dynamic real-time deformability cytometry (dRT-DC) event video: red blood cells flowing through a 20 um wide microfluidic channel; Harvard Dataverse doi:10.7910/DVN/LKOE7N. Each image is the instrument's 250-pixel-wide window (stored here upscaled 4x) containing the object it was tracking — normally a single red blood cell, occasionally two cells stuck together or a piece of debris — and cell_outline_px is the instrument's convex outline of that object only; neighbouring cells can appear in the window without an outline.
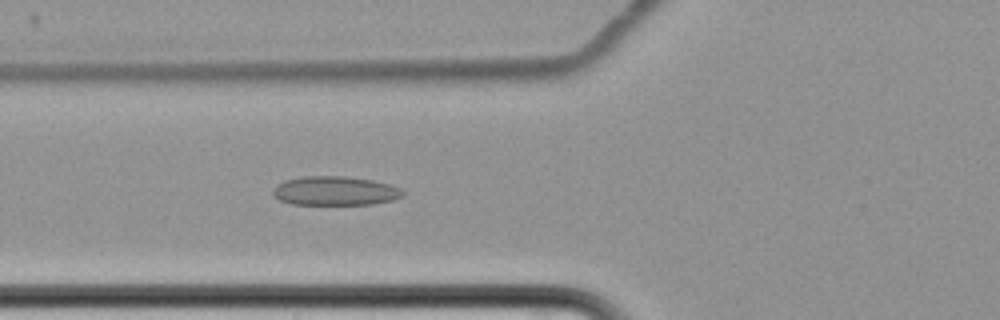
{"species": "common noctule bat (a hibernating species)", "species_latin": "Nyctalus noctula", "temperature_condition": "cold", "stored_images_in_passage": 7, "camera_frame_rate_fps": 3000, "um_per_image_px": 0.085, "animal": {"sex": "female", "body_mass_g": 22.7, "forearm_length_mm": 54.2}, "frame": {"image": 1, "passage_image": 7, "time_ms": 7.333, "image_size_px": [1000, 320], "cell_outline_px": [[404, 196], [392, 200], [372, 204], [292, 204], [280, 200], [272, 196], [272, 188], [276, 184], [284, 180], [304, 176], [344, 176], [372, 180], [388, 184], [400, 188], [404, 192]], "centroid_in_image_um": [28.44, 16.22], "position_along_channel_um": 97.4, "area_um2": 22.08}}